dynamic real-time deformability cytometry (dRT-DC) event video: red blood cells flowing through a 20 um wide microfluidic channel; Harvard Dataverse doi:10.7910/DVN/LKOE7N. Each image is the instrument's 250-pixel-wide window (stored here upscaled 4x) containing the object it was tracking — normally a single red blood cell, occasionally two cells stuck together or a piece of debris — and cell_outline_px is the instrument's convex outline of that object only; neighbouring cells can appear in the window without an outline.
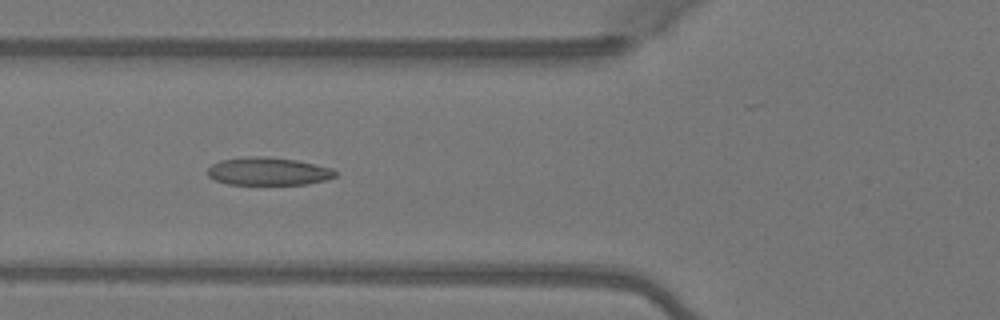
{"species": "Egyptian fruit bat (a non-hibernating species)", "species_latin": "Rousettus aegyptiacus", "temperature_condition": "warm", "stored_images_in_passage": 6, "camera_frame_rate_fps": 3000, "um_per_image_px": 0.085, "animal": {"sex": "female"}, "frame": {"image": 1, "passage_image": 4, "time_ms": 1.0, "image_size_px": [1000, 320], "cell_outline_px": [[336, 176], [328, 180], [308, 184], [228, 184], [216, 180], [208, 176], [208, 168], [212, 164], [220, 160], [244, 156], [268, 156], [296, 160], [332, 168], [336, 172]], "centroid_in_image_um": [22.81, 14.55], "position_along_channel_um": 103.0, "area_um2": 20.87}}
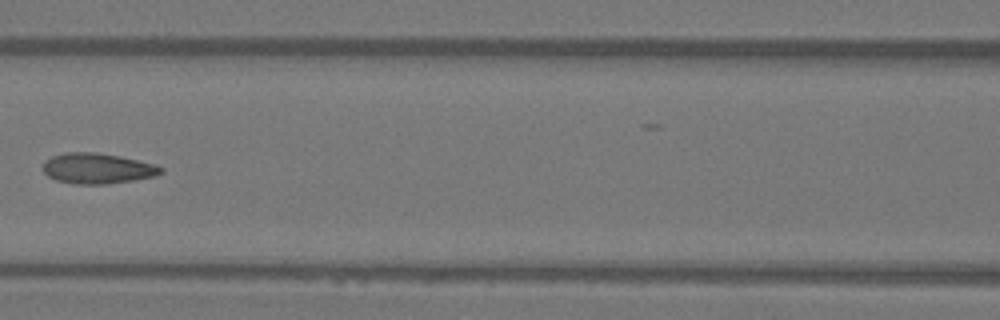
{"frame": {"image": 2, "passage_image": 5, "time_ms": 1.333, "image_size_px": [1000, 320], "cell_outline_px": [[164, 172], [156, 176], [108, 184], [76, 184], [56, 180], [48, 176], [44, 172], [44, 160], [52, 156], [64, 152], [96, 152], [120, 156], [156, 164], [164, 168]], "centroid_in_image_um": [8.3, 14.31], "position_along_channel_um": 158.3, "area_um2": 21.1}}
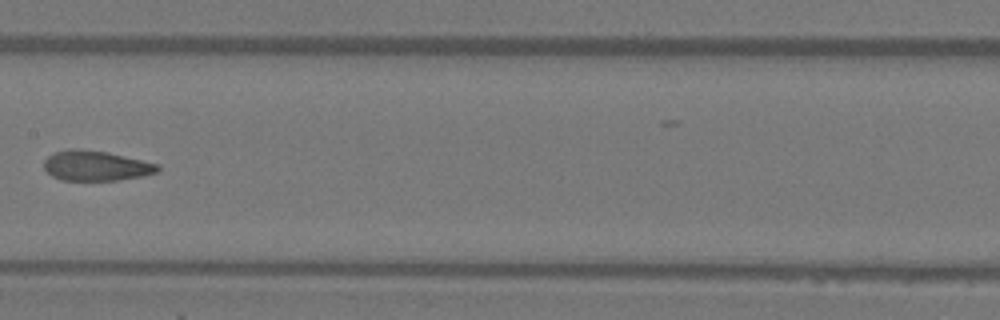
{"frame": {"image": 3, "passage_image": 6, "time_ms": 1.667, "image_size_px": [1000, 320], "cell_outline_px": [[160, 172], [144, 176], [116, 180], [60, 180], [52, 176], [44, 168], [44, 160], [52, 152], [68, 148], [80, 148], [108, 152], [160, 164]], "centroid_in_image_um": [8.16, 14.07], "position_along_channel_um": 199.2, "area_um2": 20.29}}